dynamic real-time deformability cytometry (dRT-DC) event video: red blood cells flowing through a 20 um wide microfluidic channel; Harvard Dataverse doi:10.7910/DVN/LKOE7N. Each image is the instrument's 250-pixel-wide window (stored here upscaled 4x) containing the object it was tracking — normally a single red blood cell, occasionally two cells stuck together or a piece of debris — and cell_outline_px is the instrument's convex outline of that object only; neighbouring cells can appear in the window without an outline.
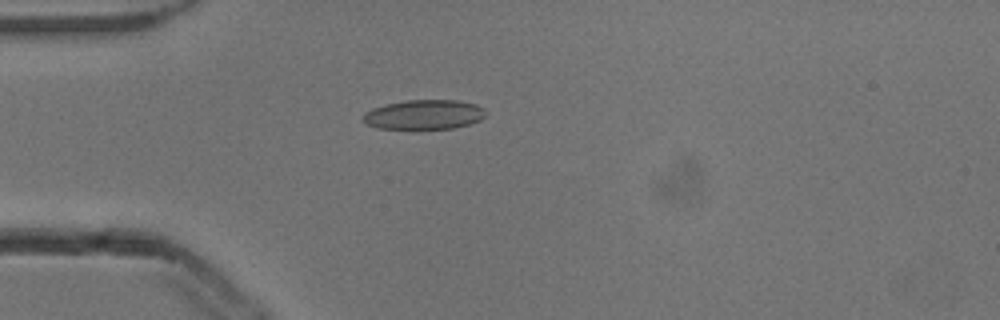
{"species": "common noctule bat (a hibernating species)", "species_latin": "Nyctalus noctula", "temperature_condition": "cold", "stored_images_in_passage": 28, "camera_frame_rate_fps": 3000, "um_per_image_px": 0.085, "animal": {"sex": "male", "body_mass_g": 13.3}, "frame": {"image": 1, "passage_image": 1, "time_ms": 0.0, "image_size_px": [1000, 320], "cell_outline_px": [[488, 112], [480, 120], [468, 124], [452, 128], [376, 128], [368, 124], [360, 116], [364, 112], [372, 108], [388, 104], [408, 100], [456, 100], [476, 104], [484, 108]], "centroid_in_image_um": [36.05, 9.73], "position_along_channel_um": 48.9, "area_um2": 20.98}}
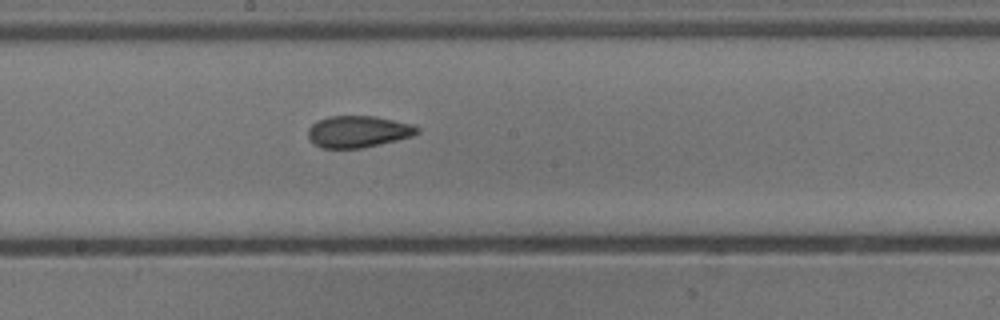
{"frame": {"image": 2, "passage_image": 15, "time_ms": 4.667, "image_size_px": [1000, 320], "cell_outline_px": [[420, 132], [412, 136], [364, 148], [320, 148], [308, 140], [308, 128], [316, 120], [328, 116], [376, 116], [412, 124], [420, 128]], "centroid_in_image_um": [30.41, 11.18], "position_along_channel_um": 217.8, "area_um2": 20.4}}
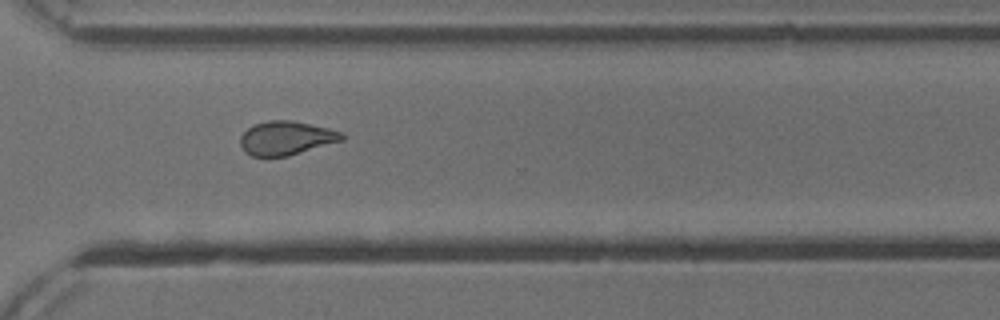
{"frame": {"image": 3, "passage_image": 25, "time_ms": 8.0, "image_size_px": [1000, 320], "cell_outline_px": [[344, 140], [288, 156], [252, 156], [244, 152], [240, 144], [240, 136], [248, 128], [256, 124], [268, 120], [292, 120], [312, 124], [344, 132]], "centroid_in_image_um": [24.34, 11.73], "position_along_channel_um": 346.3, "area_um2": 20.11}, "authors_computed_cell_mechanics": {"area_um2": 20.2589, "velocity_mm_per_s": 3.8742, "shape_relaxation_time_tau1_ms": null, "shape_relaxation_time_tau2_ms": 2.0189, "deformation_change_tau1": null, "deformation_change_tau2": 0.0873}}